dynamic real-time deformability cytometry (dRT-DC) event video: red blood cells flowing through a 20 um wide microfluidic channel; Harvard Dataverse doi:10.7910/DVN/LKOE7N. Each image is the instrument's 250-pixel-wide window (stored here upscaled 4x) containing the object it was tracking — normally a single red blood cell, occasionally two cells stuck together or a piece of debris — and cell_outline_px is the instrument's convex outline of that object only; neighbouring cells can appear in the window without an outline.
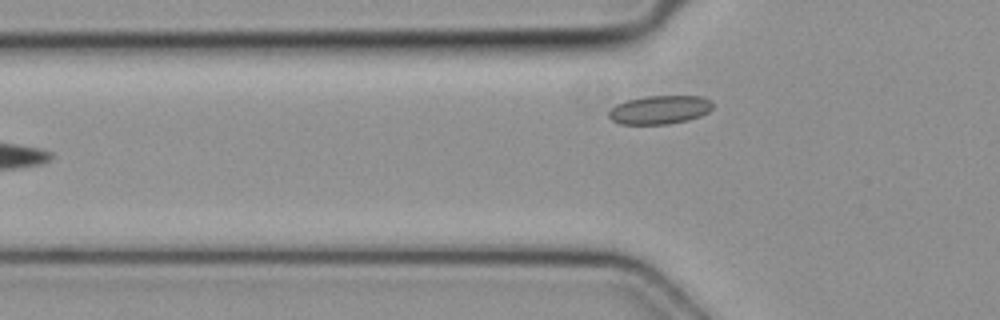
{"species": "common noctule bat (a hibernating species)", "species_latin": "Nyctalus noctula", "temperature_condition": "cold", "stored_images_in_passage": 3, "camera_frame_rate_fps": 3000, "um_per_image_px": 0.085, "animal": {"sex": "female", "body_mass_g": 19.3, "forearm_length_mm": 54.1}, "frame": {"image": 1, "passage_image": 3, "time_ms": 0.667, "image_size_px": [1000, 320], "cell_outline_px": [[712, 108], [708, 112], [700, 116], [688, 120], [668, 124], [620, 124], [612, 120], [608, 116], [608, 112], [616, 104], [624, 100], [648, 96], [700, 96], [712, 100]], "centroid_in_image_um": [56.07, 9.33], "position_along_channel_um": 69.7, "area_um2": 17.4}}